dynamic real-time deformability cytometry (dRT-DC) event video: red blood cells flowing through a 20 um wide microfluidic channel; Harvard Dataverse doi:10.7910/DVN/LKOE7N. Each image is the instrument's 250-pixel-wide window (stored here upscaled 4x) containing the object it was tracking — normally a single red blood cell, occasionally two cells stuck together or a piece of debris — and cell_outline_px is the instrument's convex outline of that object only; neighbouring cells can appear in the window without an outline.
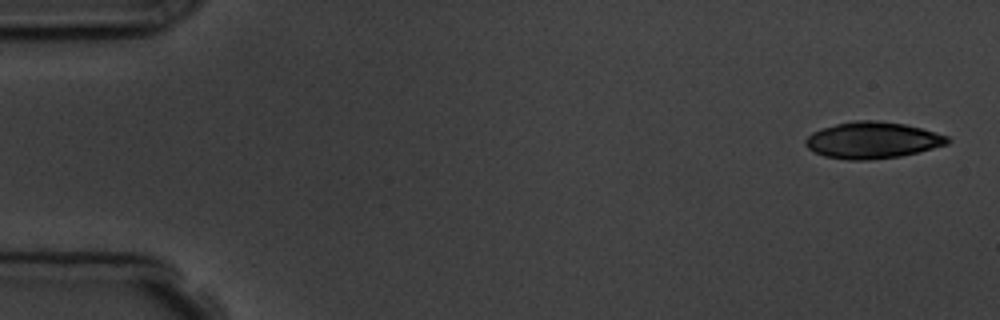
{"species": "common noctule bat (a hibernating species)", "species_latin": "Nyctalus noctula", "temperature_condition": "room temperature", "stored_images_in_passage": 6, "segment_of_instrument_passage": [2, 2], "camera_frame_rate_fps": 3000, "um_per_image_px": 0.085, "animal": {"sex": "male", "body_mass_g": 19.5, "forearm_length_mm": 54.6}, "frame": {"image": 1, "passage_image": 6, "time_ms": 5.667, "image_size_px": [1000, 320], "cell_outline_px": [[952, 140], [948, 144], [900, 156], [868, 160], [848, 160], [824, 156], [812, 152], [804, 144], [804, 140], [812, 132], [820, 128], [836, 124], [856, 120], [880, 120], [904, 124], [920, 128], [948, 136]], "centroid_in_image_um": [74.11, 11.91], "position_along_channel_um": 10.9, "area_um2": 30.29}}